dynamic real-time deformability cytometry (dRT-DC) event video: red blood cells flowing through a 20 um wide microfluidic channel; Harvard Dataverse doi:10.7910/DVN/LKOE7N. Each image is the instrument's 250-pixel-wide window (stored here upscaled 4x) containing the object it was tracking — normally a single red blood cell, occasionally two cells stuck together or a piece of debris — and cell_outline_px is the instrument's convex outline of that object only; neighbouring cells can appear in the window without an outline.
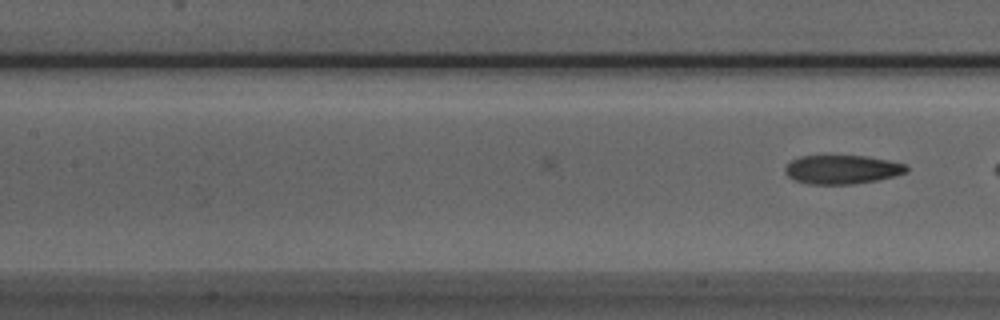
{"species": "Egyptian fruit bat (a non-hibernating species)", "species_latin": "Rousettus aegyptiacus", "temperature_condition": "room temperature", "stored_images_in_passage": 17, "camera_frame_rate_fps": 3000, "um_per_image_px": 0.085, "animal": {"sex": "male"}, "frame": {"image": 1, "passage_image": 17, "time_ms": 5.333, "image_size_px": [1000, 320], "cell_outline_px": [[908, 172], [896, 176], [876, 180], [852, 184], [808, 184], [796, 180], [788, 176], [784, 172], [784, 168], [792, 160], [800, 156], [864, 156], [888, 160], [908, 164]], "centroid_in_image_um": [71.61, 14.41], "position_along_channel_um": 135.8, "area_um2": 20.4}}